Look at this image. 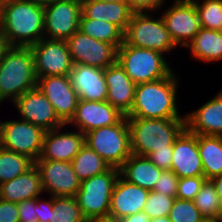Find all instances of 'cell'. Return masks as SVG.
<instances>
[{"label":"cell","instance_id":"obj_1","mask_svg":"<svg viewBox=\"0 0 222 222\" xmlns=\"http://www.w3.org/2000/svg\"><path fill=\"white\" fill-rule=\"evenodd\" d=\"M175 72L173 70L166 78L138 84L133 106L126 117L147 119L185 118V114H180L178 99H176L178 98L176 94L180 79Z\"/></svg>","mask_w":222,"mask_h":222},{"label":"cell","instance_id":"obj_2","mask_svg":"<svg viewBox=\"0 0 222 222\" xmlns=\"http://www.w3.org/2000/svg\"><path fill=\"white\" fill-rule=\"evenodd\" d=\"M0 28L9 46L30 47L44 38V7L7 0L0 5Z\"/></svg>","mask_w":222,"mask_h":222},{"label":"cell","instance_id":"obj_3","mask_svg":"<svg viewBox=\"0 0 222 222\" xmlns=\"http://www.w3.org/2000/svg\"><path fill=\"white\" fill-rule=\"evenodd\" d=\"M37 80L31 48L10 46L0 62V103H13L37 87Z\"/></svg>","mask_w":222,"mask_h":222},{"label":"cell","instance_id":"obj_4","mask_svg":"<svg viewBox=\"0 0 222 222\" xmlns=\"http://www.w3.org/2000/svg\"><path fill=\"white\" fill-rule=\"evenodd\" d=\"M133 155L149 156L167 149L186 128V118H127Z\"/></svg>","mask_w":222,"mask_h":222},{"label":"cell","instance_id":"obj_5","mask_svg":"<svg viewBox=\"0 0 222 222\" xmlns=\"http://www.w3.org/2000/svg\"><path fill=\"white\" fill-rule=\"evenodd\" d=\"M163 53L122 43L117 61L136 84L166 78L174 69Z\"/></svg>","mask_w":222,"mask_h":222},{"label":"cell","instance_id":"obj_6","mask_svg":"<svg viewBox=\"0 0 222 222\" xmlns=\"http://www.w3.org/2000/svg\"><path fill=\"white\" fill-rule=\"evenodd\" d=\"M119 175L118 168L110 167L80 182L75 198L87 221L109 218L111 194Z\"/></svg>","mask_w":222,"mask_h":222},{"label":"cell","instance_id":"obj_7","mask_svg":"<svg viewBox=\"0 0 222 222\" xmlns=\"http://www.w3.org/2000/svg\"><path fill=\"white\" fill-rule=\"evenodd\" d=\"M156 13H134L123 33V43L135 47L170 54L177 46L174 44L161 16Z\"/></svg>","mask_w":222,"mask_h":222},{"label":"cell","instance_id":"obj_8","mask_svg":"<svg viewBox=\"0 0 222 222\" xmlns=\"http://www.w3.org/2000/svg\"><path fill=\"white\" fill-rule=\"evenodd\" d=\"M85 143L110 167L120 168L132 154L127 117L117 124L94 129L85 134Z\"/></svg>","mask_w":222,"mask_h":222},{"label":"cell","instance_id":"obj_9","mask_svg":"<svg viewBox=\"0 0 222 222\" xmlns=\"http://www.w3.org/2000/svg\"><path fill=\"white\" fill-rule=\"evenodd\" d=\"M45 131L21 119L0 121V147L25 155L34 162L40 157Z\"/></svg>","mask_w":222,"mask_h":222},{"label":"cell","instance_id":"obj_10","mask_svg":"<svg viewBox=\"0 0 222 222\" xmlns=\"http://www.w3.org/2000/svg\"><path fill=\"white\" fill-rule=\"evenodd\" d=\"M160 15L170 37L178 47L186 48L201 28L197 9L192 0H173Z\"/></svg>","mask_w":222,"mask_h":222},{"label":"cell","instance_id":"obj_11","mask_svg":"<svg viewBox=\"0 0 222 222\" xmlns=\"http://www.w3.org/2000/svg\"><path fill=\"white\" fill-rule=\"evenodd\" d=\"M30 48L34 56L37 79L48 76H69L73 62L65 40L42 38Z\"/></svg>","mask_w":222,"mask_h":222},{"label":"cell","instance_id":"obj_12","mask_svg":"<svg viewBox=\"0 0 222 222\" xmlns=\"http://www.w3.org/2000/svg\"><path fill=\"white\" fill-rule=\"evenodd\" d=\"M73 64H85L105 69L117 61V48L98 41L79 29L67 40Z\"/></svg>","mask_w":222,"mask_h":222},{"label":"cell","instance_id":"obj_13","mask_svg":"<svg viewBox=\"0 0 222 222\" xmlns=\"http://www.w3.org/2000/svg\"><path fill=\"white\" fill-rule=\"evenodd\" d=\"M44 194L53 197H75L80 188V180L71 162L36 160Z\"/></svg>","mask_w":222,"mask_h":222},{"label":"cell","instance_id":"obj_14","mask_svg":"<svg viewBox=\"0 0 222 222\" xmlns=\"http://www.w3.org/2000/svg\"><path fill=\"white\" fill-rule=\"evenodd\" d=\"M81 4L69 0H54L44 7V38L67 40L78 29Z\"/></svg>","mask_w":222,"mask_h":222},{"label":"cell","instance_id":"obj_15","mask_svg":"<svg viewBox=\"0 0 222 222\" xmlns=\"http://www.w3.org/2000/svg\"><path fill=\"white\" fill-rule=\"evenodd\" d=\"M21 120L42 128L45 132L57 129L64 124L57 117L50 101L38 87L28 90L13 103Z\"/></svg>","mask_w":222,"mask_h":222},{"label":"cell","instance_id":"obj_16","mask_svg":"<svg viewBox=\"0 0 222 222\" xmlns=\"http://www.w3.org/2000/svg\"><path fill=\"white\" fill-rule=\"evenodd\" d=\"M37 87L50 101L60 121L67 125L73 118L79 101L69 76H48L37 80Z\"/></svg>","mask_w":222,"mask_h":222},{"label":"cell","instance_id":"obj_17","mask_svg":"<svg viewBox=\"0 0 222 222\" xmlns=\"http://www.w3.org/2000/svg\"><path fill=\"white\" fill-rule=\"evenodd\" d=\"M125 115L107 101H78L75 114L66 125L84 135L94 129L117 124Z\"/></svg>","mask_w":222,"mask_h":222},{"label":"cell","instance_id":"obj_18","mask_svg":"<svg viewBox=\"0 0 222 222\" xmlns=\"http://www.w3.org/2000/svg\"><path fill=\"white\" fill-rule=\"evenodd\" d=\"M64 127L66 125L45 132L42 151L37 160L71 162L74 159L85 144V135L72 128H70L71 131L64 132Z\"/></svg>","mask_w":222,"mask_h":222},{"label":"cell","instance_id":"obj_19","mask_svg":"<svg viewBox=\"0 0 222 222\" xmlns=\"http://www.w3.org/2000/svg\"><path fill=\"white\" fill-rule=\"evenodd\" d=\"M171 170L179 178L204 176L197 135L187 128L173 144Z\"/></svg>","mask_w":222,"mask_h":222},{"label":"cell","instance_id":"obj_20","mask_svg":"<svg viewBox=\"0 0 222 222\" xmlns=\"http://www.w3.org/2000/svg\"><path fill=\"white\" fill-rule=\"evenodd\" d=\"M149 192L148 189L127 182L119 175L111 194L109 219L118 221L142 212Z\"/></svg>","mask_w":222,"mask_h":222},{"label":"cell","instance_id":"obj_21","mask_svg":"<svg viewBox=\"0 0 222 222\" xmlns=\"http://www.w3.org/2000/svg\"><path fill=\"white\" fill-rule=\"evenodd\" d=\"M69 78L80 100L106 101L108 87L104 69L85 64H73Z\"/></svg>","mask_w":222,"mask_h":222},{"label":"cell","instance_id":"obj_22","mask_svg":"<svg viewBox=\"0 0 222 222\" xmlns=\"http://www.w3.org/2000/svg\"><path fill=\"white\" fill-rule=\"evenodd\" d=\"M104 77L108 87L106 101L127 116L134 103L137 85L118 61L104 69Z\"/></svg>","mask_w":222,"mask_h":222},{"label":"cell","instance_id":"obj_23","mask_svg":"<svg viewBox=\"0 0 222 222\" xmlns=\"http://www.w3.org/2000/svg\"><path fill=\"white\" fill-rule=\"evenodd\" d=\"M185 118L186 128L196 135L222 136V89Z\"/></svg>","mask_w":222,"mask_h":222},{"label":"cell","instance_id":"obj_24","mask_svg":"<svg viewBox=\"0 0 222 222\" xmlns=\"http://www.w3.org/2000/svg\"><path fill=\"white\" fill-rule=\"evenodd\" d=\"M43 193L40 174L35 165L18 177L0 185V199L17 204L27 199L41 197Z\"/></svg>","mask_w":222,"mask_h":222},{"label":"cell","instance_id":"obj_25","mask_svg":"<svg viewBox=\"0 0 222 222\" xmlns=\"http://www.w3.org/2000/svg\"><path fill=\"white\" fill-rule=\"evenodd\" d=\"M81 13L86 18L110 22L123 33L134 14L128 2H98L94 0H85L81 4Z\"/></svg>","mask_w":222,"mask_h":222},{"label":"cell","instance_id":"obj_26","mask_svg":"<svg viewBox=\"0 0 222 222\" xmlns=\"http://www.w3.org/2000/svg\"><path fill=\"white\" fill-rule=\"evenodd\" d=\"M162 169H159L147 156L133 155L119 168L120 176L127 182L152 191Z\"/></svg>","mask_w":222,"mask_h":222},{"label":"cell","instance_id":"obj_27","mask_svg":"<svg viewBox=\"0 0 222 222\" xmlns=\"http://www.w3.org/2000/svg\"><path fill=\"white\" fill-rule=\"evenodd\" d=\"M191 58L205 63L222 60V31L200 28L186 47Z\"/></svg>","mask_w":222,"mask_h":222},{"label":"cell","instance_id":"obj_28","mask_svg":"<svg viewBox=\"0 0 222 222\" xmlns=\"http://www.w3.org/2000/svg\"><path fill=\"white\" fill-rule=\"evenodd\" d=\"M197 142L206 180L222 174V136L197 135Z\"/></svg>","mask_w":222,"mask_h":222},{"label":"cell","instance_id":"obj_29","mask_svg":"<svg viewBox=\"0 0 222 222\" xmlns=\"http://www.w3.org/2000/svg\"><path fill=\"white\" fill-rule=\"evenodd\" d=\"M71 163L80 181L101 174L110 168V165L86 143L80 148Z\"/></svg>","mask_w":222,"mask_h":222},{"label":"cell","instance_id":"obj_30","mask_svg":"<svg viewBox=\"0 0 222 222\" xmlns=\"http://www.w3.org/2000/svg\"><path fill=\"white\" fill-rule=\"evenodd\" d=\"M79 30L102 42L110 43L117 49L123 43V32L114 24L80 16Z\"/></svg>","mask_w":222,"mask_h":222},{"label":"cell","instance_id":"obj_31","mask_svg":"<svg viewBox=\"0 0 222 222\" xmlns=\"http://www.w3.org/2000/svg\"><path fill=\"white\" fill-rule=\"evenodd\" d=\"M193 201L205 220L219 222L222 216V208L216 188L211 180L204 181L200 192L195 196Z\"/></svg>","mask_w":222,"mask_h":222},{"label":"cell","instance_id":"obj_32","mask_svg":"<svg viewBox=\"0 0 222 222\" xmlns=\"http://www.w3.org/2000/svg\"><path fill=\"white\" fill-rule=\"evenodd\" d=\"M34 161L25 155L0 147V185L29 170Z\"/></svg>","mask_w":222,"mask_h":222},{"label":"cell","instance_id":"obj_33","mask_svg":"<svg viewBox=\"0 0 222 222\" xmlns=\"http://www.w3.org/2000/svg\"><path fill=\"white\" fill-rule=\"evenodd\" d=\"M50 222H88L75 197H53Z\"/></svg>","mask_w":222,"mask_h":222},{"label":"cell","instance_id":"obj_34","mask_svg":"<svg viewBox=\"0 0 222 222\" xmlns=\"http://www.w3.org/2000/svg\"><path fill=\"white\" fill-rule=\"evenodd\" d=\"M202 28L222 31V0H192Z\"/></svg>","mask_w":222,"mask_h":222},{"label":"cell","instance_id":"obj_35","mask_svg":"<svg viewBox=\"0 0 222 222\" xmlns=\"http://www.w3.org/2000/svg\"><path fill=\"white\" fill-rule=\"evenodd\" d=\"M168 217L172 222H204L194 201L175 198Z\"/></svg>","mask_w":222,"mask_h":222},{"label":"cell","instance_id":"obj_36","mask_svg":"<svg viewBox=\"0 0 222 222\" xmlns=\"http://www.w3.org/2000/svg\"><path fill=\"white\" fill-rule=\"evenodd\" d=\"M174 201L175 197L150 191L143 212H145L150 219L168 216Z\"/></svg>","mask_w":222,"mask_h":222},{"label":"cell","instance_id":"obj_37","mask_svg":"<svg viewBox=\"0 0 222 222\" xmlns=\"http://www.w3.org/2000/svg\"><path fill=\"white\" fill-rule=\"evenodd\" d=\"M205 180L204 176L179 178L176 198L193 201Z\"/></svg>","mask_w":222,"mask_h":222},{"label":"cell","instance_id":"obj_38","mask_svg":"<svg viewBox=\"0 0 222 222\" xmlns=\"http://www.w3.org/2000/svg\"><path fill=\"white\" fill-rule=\"evenodd\" d=\"M159 178L152 191L176 198L179 177L170 169L162 170Z\"/></svg>","mask_w":222,"mask_h":222},{"label":"cell","instance_id":"obj_39","mask_svg":"<svg viewBox=\"0 0 222 222\" xmlns=\"http://www.w3.org/2000/svg\"><path fill=\"white\" fill-rule=\"evenodd\" d=\"M167 0H127L134 13H157L165 7ZM157 11V12H156Z\"/></svg>","mask_w":222,"mask_h":222},{"label":"cell","instance_id":"obj_40","mask_svg":"<svg viewBox=\"0 0 222 222\" xmlns=\"http://www.w3.org/2000/svg\"><path fill=\"white\" fill-rule=\"evenodd\" d=\"M20 222H38L37 198L27 199L17 204Z\"/></svg>","mask_w":222,"mask_h":222},{"label":"cell","instance_id":"obj_41","mask_svg":"<svg viewBox=\"0 0 222 222\" xmlns=\"http://www.w3.org/2000/svg\"><path fill=\"white\" fill-rule=\"evenodd\" d=\"M172 152H173V144L170 145L167 149L156 150L152 152L148 156V158L159 169L170 170L172 163Z\"/></svg>","mask_w":222,"mask_h":222},{"label":"cell","instance_id":"obj_42","mask_svg":"<svg viewBox=\"0 0 222 222\" xmlns=\"http://www.w3.org/2000/svg\"><path fill=\"white\" fill-rule=\"evenodd\" d=\"M0 222H20L17 203L0 199Z\"/></svg>","mask_w":222,"mask_h":222},{"label":"cell","instance_id":"obj_43","mask_svg":"<svg viewBox=\"0 0 222 222\" xmlns=\"http://www.w3.org/2000/svg\"><path fill=\"white\" fill-rule=\"evenodd\" d=\"M53 210V196L46 200L44 198H37V212L38 222H50L51 211Z\"/></svg>","mask_w":222,"mask_h":222},{"label":"cell","instance_id":"obj_44","mask_svg":"<svg viewBox=\"0 0 222 222\" xmlns=\"http://www.w3.org/2000/svg\"><path fill=\"white\" fill-rule=\"evenodd\" d=\"M117 222H150L149 216L145 212H138L121 218Z\"/></svg>","mask_w":222,"mask_h":222},{"label":"cell","instance_id":"obj_45","mask_svg":"<svg viewBox=\"0 0 222 222\" xmlns=\"http://www.w3.org/2000/svg\"><path fill=\"white\" fill-rule=\"evenodd\" d=\"M211 181L216 188V192L218 194L219 202L222 208V174L212 178Z\"/></svg>","mask_w":222,"mask_h":222},{"label":"cell","instance_id":"obj_46","mask_svg":"<svg viewBox=\"0 0 222 222\" xmlns=\"http://www.w3.org/2000/svg\"><path fill=\"white\" fill-rule=\"evenodd\" d=\"M9 47L10 46L7 42L6 36L0 28V62L3 59V56Z\"/></svg>","mask_w":222,"mask_h":222},{"label":"cell","instance_id":"obj_47","mask_svg":"<svg viewBox=\"0 0 222 222\" xmlns=\"http://www.w3.org/2000/svg\"><path fill=\"white\" fill-rule=\"evenodd\" d=\"M22 1L31 2L34 3L35 5L46 7L49 4H51L54 0H22Z\"/></svg>","mask_w":222,"mask_h":222},{"label":"cell","instance_id":"obj_48","mask_svg":"<svg viewBox=\"0 0 222 222\" xmlns=\"http://www.w3.org/2000/svg\"><path fill=\"white\" fill-rule=\"evenodd\" d=\"M150 222H172L168 216L150 219Z\"/></svg>","mask_w":222,"mask_h":222},{"label":"cell","instance_id":"obj_49","mask_svg":"<svg viewBox=\"0 0 222 222\" xmlns=\"http://www.w3.org/2000/svg\"><path fill=\"white\" fill-rule=\"evenodd\" d=\"M88 222H117L116 220H112V219H96V220H91V221H88Z\"/></svg>","mask_w":222,"mask_h":222},{"label":"cell","instance_id":"obj_50","mask_svg":"<svg viewBox=\"0 0 222 222\" xmlns=\"http://www.w3.org/2000/svg\"><path fill=\"white\" fill-rule=\"evenodd\" d=\"M98 2H127V0H94Z\"/></svg>","mask_w":222,"mask_h":222},{"label":"cell","instance_id":"obj_51","mask_svg":"<svg viewBox=\"0 0 222 222\" xmlns=\"http://www.w3.org/2000/svg\"><path fill=\"white\" fill-rule=\"evenodd\" d=\"M69 1H74V2H77L79 4H82L85 0H69Z\"/></svg>","mask_w":222,"mask_h":222},{"label":"cell","instance_id":"obj_52","mask_svg":"<svg viewBox=\"0 0 222 222\" xmlns=\"http://www.w3.org/2000/svg\"><path fill=\"white\" fill-rule=\"evenodd\" d=\"M7 0H0V5H2L4 2H6Z\"/></svg>","mask_w":222,"mask_h":222}]
</instances>
